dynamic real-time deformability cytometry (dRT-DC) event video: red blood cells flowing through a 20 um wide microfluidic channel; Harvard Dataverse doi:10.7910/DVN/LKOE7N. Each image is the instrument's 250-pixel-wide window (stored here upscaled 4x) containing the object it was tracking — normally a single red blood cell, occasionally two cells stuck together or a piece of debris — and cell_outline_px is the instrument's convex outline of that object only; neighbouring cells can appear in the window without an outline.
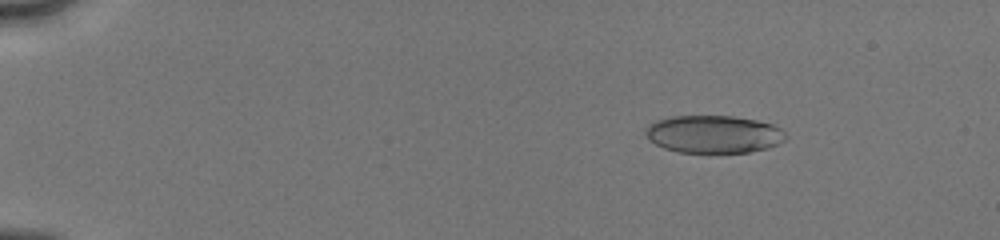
{"species": "human", "species_latin": "Homo sapiens", "temperature_condition": "cold", "stored_images_in_passage": 35, "camera_frame_rate_fps": 3000, "um_per_image_px": 0.085, "donor": {"sex": "male"}, "frame": {"image": 1, "passage_image": 4, "time_ms": 2.667, "image_size_px": [1000, 240], "cell_outline_px": [[788, 136], [784, 140], [768, 148], [748, 152], [676, 152], [664, 148], [656, 144], [644, 132], [644, 128], [648, 124], [656, 120], [672, 116], [732, 116], [756, 120], [772, 124], [780, 128]], "centroid_in_image_um": [60.65, 11.4], "position_along_channel_um": 24.4, "area_um2": 30.69}}
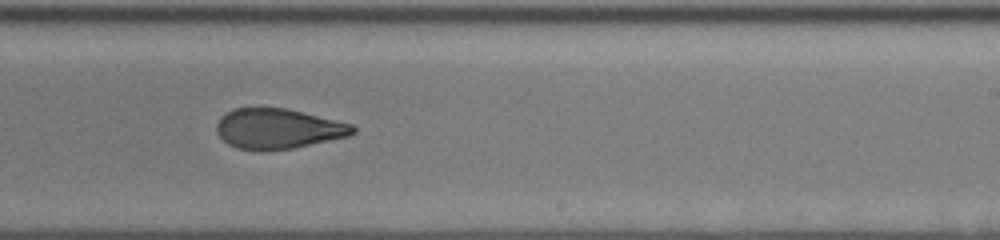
{"frame": {"image": 2, "passage_image": 22, "time_ms": 11.333, "image_size_px": [1000, 240], "cell_outline_px": [[356, 132], [348, 136], [292, 148], [260, 152], [236, 148], [228, 144], [216, 132], [216, 124], [220, 116], [232, 108], [284, 108], [336, 120], [352, 124], [356, 128]], "centroid_in_image_um": [23.58, 10.95], "position_along_channel_um": 265.4, "area_um2": 31.96}}
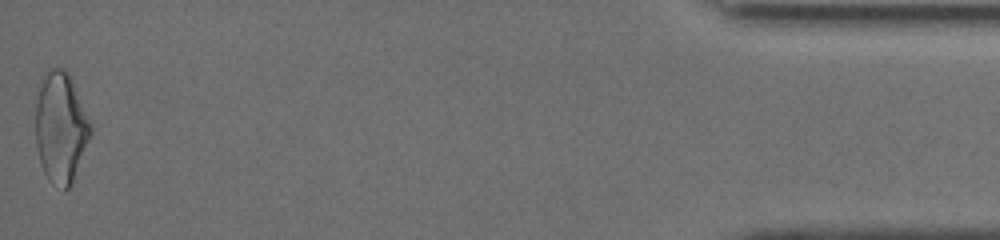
{"frame": {"image": 3, "passage_image": 35, "time_ms": 17.333, "image_size_px": [1000, 240], "cell_outline_px": [[92, 132], [72, 184], [64, 192], [52, 184], [48, 180], [40, 164], [36, 144], [36, 100], [40, 76], [48, 68], [64, 68], [72, 76], [92, 124]], "centroid_in_image_um": [5.16, 10.8], "position_along_channel_um": 430.0, "area_um2": 36.47}, "authors_computed_cell_mechanics": {"area_um2": 32.7726, "velocity_mm_per_s": 4.0677, "shape_relaxation_time_tau1_ms": 5.0112, "shape_relaxation_time_tau2_ms": 1.5855, "deformation_change_tau1": 0.1671, "deformation_change_tau2": 0.0911}}